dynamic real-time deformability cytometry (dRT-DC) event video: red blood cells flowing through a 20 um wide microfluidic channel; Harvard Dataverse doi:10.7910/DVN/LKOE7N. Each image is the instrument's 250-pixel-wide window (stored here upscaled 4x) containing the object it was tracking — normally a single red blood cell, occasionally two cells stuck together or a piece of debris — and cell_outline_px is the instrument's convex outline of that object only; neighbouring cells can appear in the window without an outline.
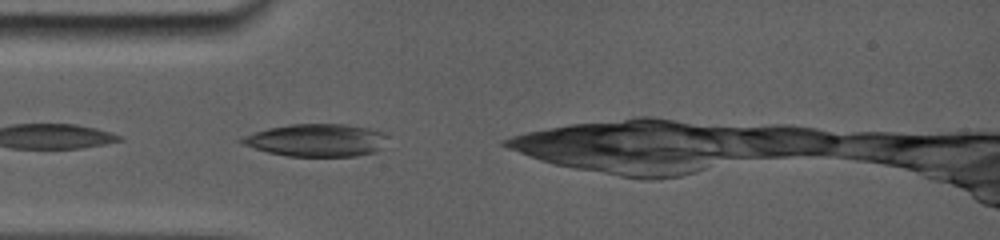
{"species": "common noctule bat (a hibernating species)", "species_latin": "Nyctalus noctula", "temperature_condition": "room temperature", "stored_images_in_passage": 5, "camera_frame_rate_fps": 5000, "um_per_image_px": 0.085, "animal": {"sex": "female", "body_mass_g": 19.0, "forearm_length_mm": 56.7}, "frame": {"image": 1, "passage_image": 2, "time_ms": 0.6, "image_size_px": [1000, 240], "cell_outline_px": [[376, 152], [356, 156], [288, 156], [268, 152], [244, 144], [240, 140], [256, 132], [272, 128], [292, 124], [340, 124], [364, 128], [376, 132]], "centroid_in_image_um": [26.73, 11.93], "position_along_channel_um": 58.3, "area_um2": 25.84}}
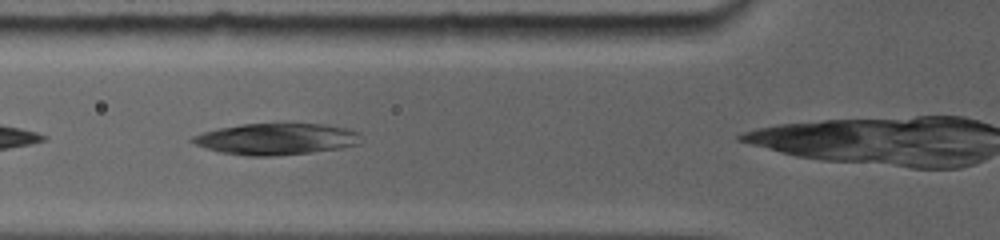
{"frame": {"image": 2, "passage_image": 4, "time_ms": 1.8, "image_size_px": [1000, 240], "cell_outline_px": [[356, 144], [336, 148], [308, 152], [272, 156], [248, 156], [220, 152], [196, 144], [192, 140], [192, 136], [204, 132], [220, 128], [244, 124], [320, 124], [340, 128], [356, 132]], "centroid_in_image_um": [23.36, 11.82], "position_along_channel_um": 102.4, "area_um2": 29.65}}